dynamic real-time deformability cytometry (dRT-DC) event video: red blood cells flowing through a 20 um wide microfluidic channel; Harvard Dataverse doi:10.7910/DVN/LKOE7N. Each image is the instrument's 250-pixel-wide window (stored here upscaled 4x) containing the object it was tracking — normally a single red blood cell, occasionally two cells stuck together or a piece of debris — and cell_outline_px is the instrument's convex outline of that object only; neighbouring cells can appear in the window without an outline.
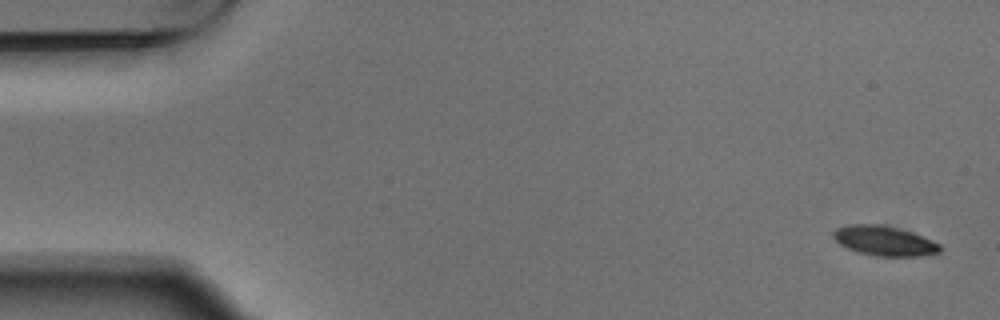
{"species": "Egyptian fruit bat (a non-hibernating species)", "species_latin": "Rousettus aegyptiacus", "temperature_condition": "warm", "stored_images_in_passage": 5, "camera_frame_rate_fps": 3000, "um_per_image_px": 0.085, "animal": {"sex": "male"}, "frame": {"image": 1, "passage_image": 1, "time_ms": 0.0, "image_size_px": [1000, 320], "cell_outline_px": [[940, 252], [920, 256], [876, 256], [860, 252], [848, 248], [840, 244], [832, 236], [832, 232], [836, 228], [848, 224], [880, 224], [912, 232], [932, 240], [940, 244]], "centroid_in_image_um": [75.15, 20.46], "position_along_channel_um": 9.9, "area_um2": 18.38}}
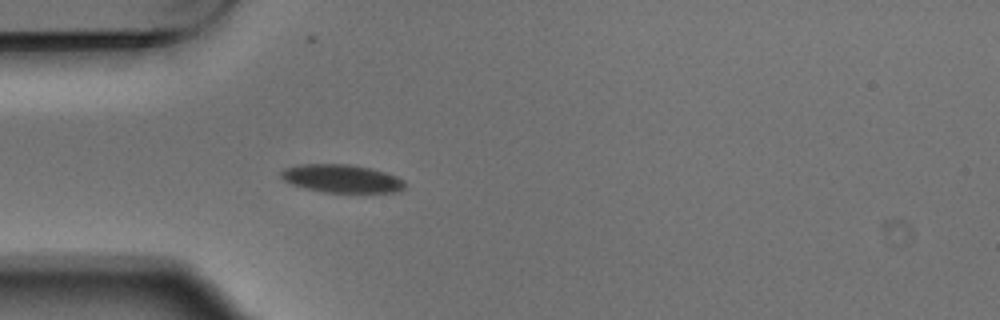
{"frame": {"image": 2, "passage_image": 5, "time_ms": 1.333, "image_size_px": [1000, 320], "cell_outline_px": [[404, 188], [396, 192], [324, 192], [292, 184], [284, 180], [280, 176], [280, 172], [284, 168], [300, 164], [348, 164], [372, 168], [396, 176], [404, 180]], "centroid_in_image_um": [29.04, 15.17], "position_along_channel_um": 56.0, "area_um2": 20.11}}